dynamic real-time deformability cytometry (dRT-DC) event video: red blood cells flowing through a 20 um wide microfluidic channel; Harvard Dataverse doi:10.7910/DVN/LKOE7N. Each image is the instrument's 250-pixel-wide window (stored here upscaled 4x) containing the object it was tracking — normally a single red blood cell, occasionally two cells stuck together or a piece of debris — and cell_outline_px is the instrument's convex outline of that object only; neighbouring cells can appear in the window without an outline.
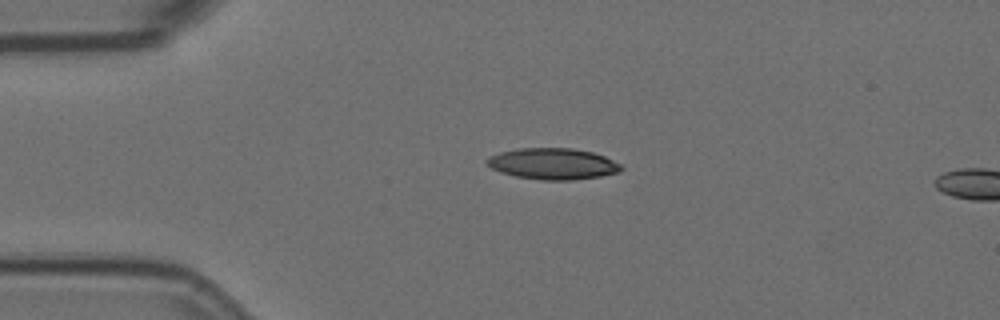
{"species": "Egyptian fruit bat (a non-hibernating species)", "species_latin": "Rousettus aegyptiacus", "temperature_condition": "room temperature", "stored_images_in_passage": 2, "camera_frame_rate_fps": 3000, "um_per_image_px": 0.085, "animal": {"sex": "female"}, "frame": {"image": 1, "passage_image": 2, "time_ms": 0.333, "image_size_px": [1000, 320], "cell_outline_px": [[624, 168], [616, 172], [600, 176], [572, 180], [544, 180], [516, 176], [500, 172], [492, 168], [488, 164], [488, 160], [492, 156], [500, 152], [520, 148], [572, 148], [592, 152], [604, 156], [620, 164]], "centroid_in_image_um": [47.01, 13.92], "position_along_channel_um": 38.0, "area_um2": 24.04}}